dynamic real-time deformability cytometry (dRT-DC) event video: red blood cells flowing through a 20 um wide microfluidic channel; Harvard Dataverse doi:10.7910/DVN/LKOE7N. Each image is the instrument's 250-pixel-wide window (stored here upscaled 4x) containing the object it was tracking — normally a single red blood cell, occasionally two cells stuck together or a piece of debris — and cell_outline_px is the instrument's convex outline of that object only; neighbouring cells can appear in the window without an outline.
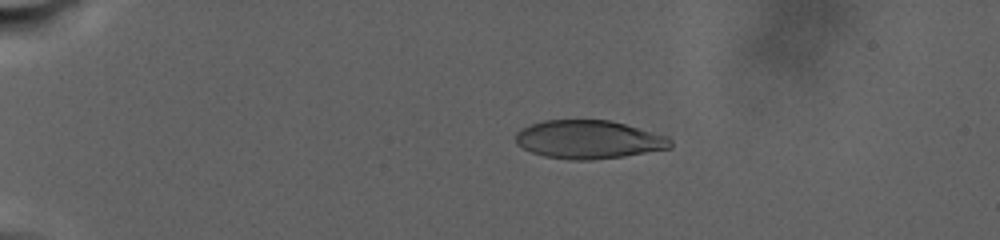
{"species": "human", "species_latin": "Homo sapiens", "temperature_condition": "warm", "stored_images_in_passage": 39, "camera_frame_rate_fps": 3000, "um_per_image_px": 0.085, "donor": {"sex": "male"}, "frame": {"image": 1, "passage_image": 9, "time_ms": 7.0, "image_size_px": [1000, 240], "cell_outline_px": [[672, 148], [624, 156], [592, 160], [568, 160], [544, 156], [532, 152], [516, 144], [516, 132], [532, 124], [544, 120], [608, 120], [624, 124], [668, 136], [672, 140]], "centroid_in_image_um": [50.06, 11.87], "position_along_channel_um": 34.9, "area_um2": 34.56}}
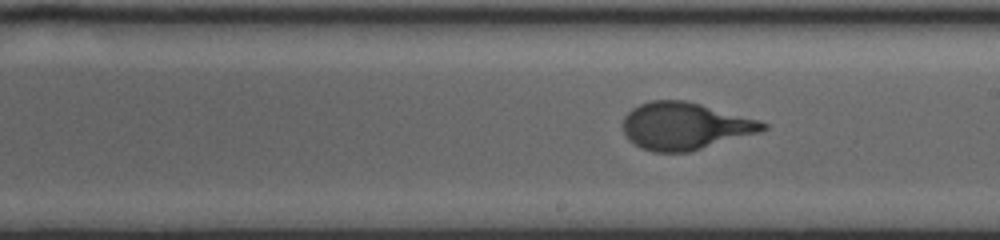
{"frame": {"image": 2, "passage_image": 25, "time_ms": 19.0, "image_size_px": [1000, 240], "cell_outline_px": [[768, 128], [760, 132], [688, 152], [652, 152], [640, 148], [632, 144], [628, 140], [624, 132], [624, 116], [632, 108], [640, 104], [652, 100], [688, 100], [760, 120], [768, 124]], "centroid_in_image_um": [58.21, 10.71], "position_along_channel_um": 230.8, "area_um2": 38.67}}
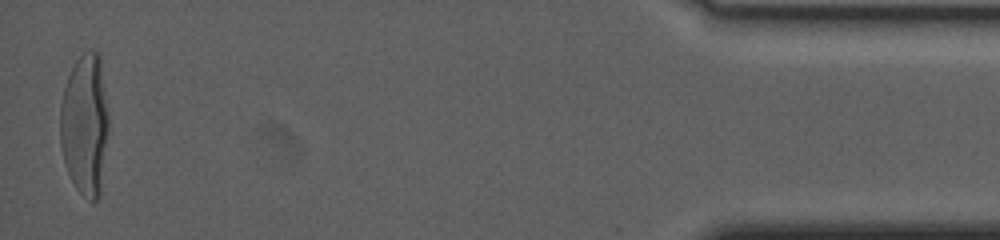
{"frame": {"image": 3, "passage_image": 39, "time_ms": 30.667, "image_size_px": [1000, 240], "cell_outline_px": [[108, 132], [100, 196], [96, 200], [92, 200], [84, 196], [76, 188], [64, 164], [60, 144], [60, 104], [64, 88], [68, 76], [76, 60], [88, 48], [100, 52], [108, 112]], "centroid_in_image_um": [7.22, 10.55], "position_along_channel_um": 428.0, "area_um2": 40.4}, "authors_computed_cell_mechanics": {"area_um2": 37.6856, "velocity_mm_per_s": 2.3081, "shape_relaxation_time_tau1_ms": 7.2983, "shape_relaxation_time_tau2_ms": null, "deformation_change_tau1": 0.2759, "deformation_change_tau2": null}}